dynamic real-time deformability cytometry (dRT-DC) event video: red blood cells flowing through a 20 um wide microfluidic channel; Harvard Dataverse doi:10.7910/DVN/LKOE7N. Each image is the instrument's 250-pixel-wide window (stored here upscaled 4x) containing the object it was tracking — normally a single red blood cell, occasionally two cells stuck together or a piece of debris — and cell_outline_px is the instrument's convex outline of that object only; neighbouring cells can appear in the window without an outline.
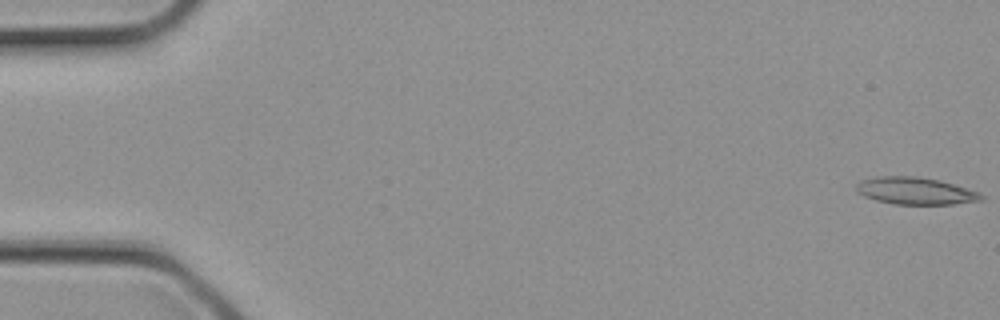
{"species": "common noctule bat (a hibernating species)", "species_latin": "Nyctalus noctula", "temperature_condition": "cold", "stored_images_in_passage": 32, "segment_of_instrument_passage": [1, 2], "camera_frame_rate_fps": 3000, "um_per_image_px": 0.085, "animal": {"sex": "female", "body_mass_g": 21.9}, "frame": {"image": 1, "passage_image": 1, "time_ms": 0.0, "image_size_px": [1000, 320], "cell_outline_px": [[984, 200], [952, 204], [892, 204], [876, 200], [864, 196], [856, 192], [856, 184], [860, 180], [880, 176], [916, 176], [940, 180], [968, 188], [980, 192], [984, 196]], "centroid_in_image_um": [77.82, 16.22], "position_along_channel_um": 7.2, "area_um2": 19.94}}
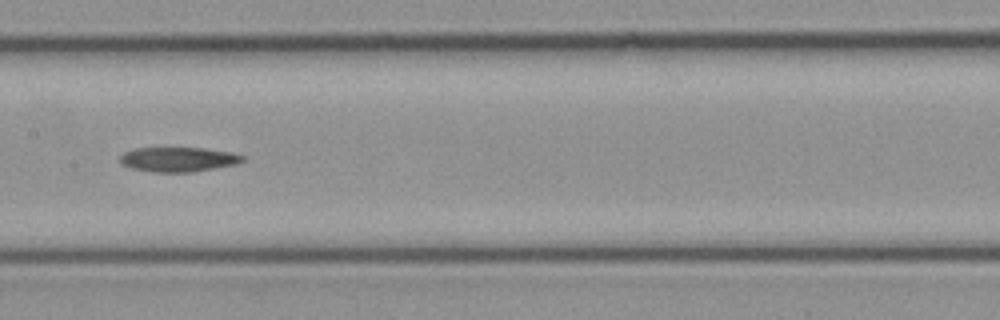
{"frame": {"image": 2, "passage_image": 16, "time_ms": 5.0, "image_size_px": [1000, 320], "cell_outline_px": [[244, 160], [236, 164], [216, 168], [192, 172], [152, 172], [132, 168], [120, 164], [120, 156], [124, 152], [136, 148], [204, 148], [232, 152], [244, 156]], "centroid_in_image_um": [15.15, 13.55], "position_along_channel_um": 192.2, "area_um2": 17.63}}
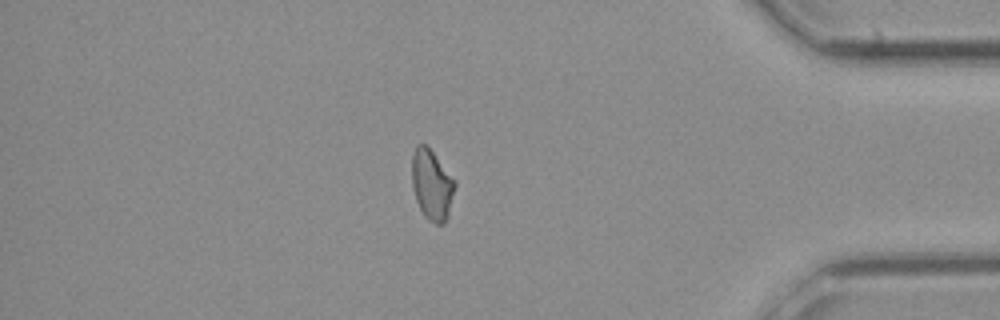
{"frame": {"image": 3, "passage_image": 27, "time_ms": 8.667, "image_size_px": [1000, 320], "cell_outline_px": [[456, 184], [448, 216], [444, 224], [436, 224], [428, 220], [424, 216], [416, 200], [412, 188], [412, 156], [416, 144], [428, 144], [456, 180]], "centroid_in_image_um": [36.71, 15.67], "position_along_channel_um": 398.5, "area_um2": 18.03}}